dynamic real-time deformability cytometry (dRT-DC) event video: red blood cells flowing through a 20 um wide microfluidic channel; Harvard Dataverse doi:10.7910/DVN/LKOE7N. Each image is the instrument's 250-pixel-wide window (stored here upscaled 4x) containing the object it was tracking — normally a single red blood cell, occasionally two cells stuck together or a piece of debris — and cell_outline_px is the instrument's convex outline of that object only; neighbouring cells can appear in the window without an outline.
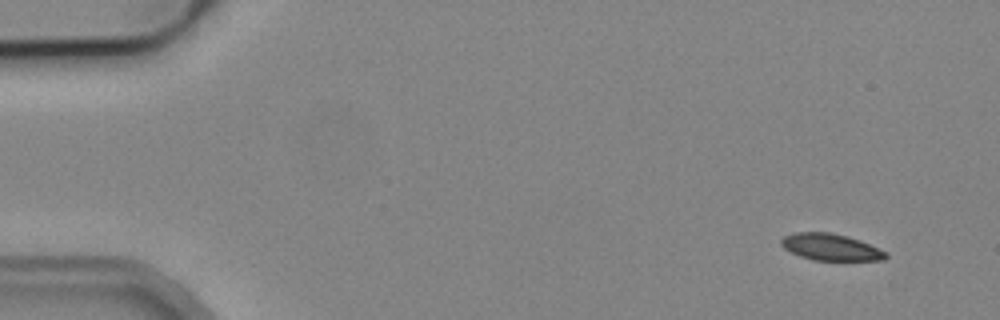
{"species": "common noctule bat (a hibernating species)", "species_latin": "Nyctalus noctula", "temperature_condition": "cold", "stored_images_in_passage": 5, "camera_frame_rate_fps": 3000, "um_per_image_px": 0.085, "animal": {"sex": "male", "body_mass_g": 19.2, "forearm_length_mm": 51.8}, "frame": {"image": 1, "passage_image": 1, "time_ms": 0.0, "image_size_px": [1000, 320], "cell_outline_px": [[888, 256], [884, 260], [812, 260], [800, 256], [784, 248], [780, 244], [780, 240], [784, 236], [796, 232], [828, 232], [848, 236], [860, 240], [888, 252]], "centroid_in_image_um": [70.62, 21.0], "position_along_channel_um": 14.4, "area_um2": 16.3}}
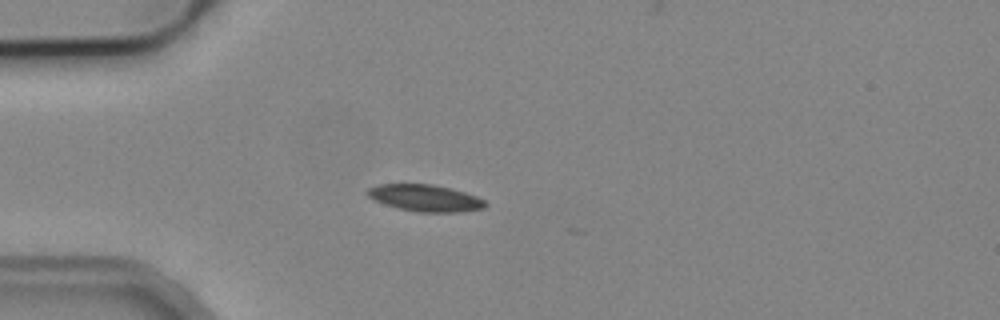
{"frame": {"image": 2, "passage_image": 4, "time_ms": 3.667, "image_size_px": [1000, 320], "cell_outline_px": [[488, 204], [484, 208], [460, 212], [420, 212], [400, 208], [384, 204], [368, 196], [364, 192], [368, 188], [380, 184], [432, 184], [452, 188], [476, 196], [484, 200]], "centroid_in_image_um": [36.15, 16.82], "position_along_channel_um": 48.8, "area_um2": 18.32}}